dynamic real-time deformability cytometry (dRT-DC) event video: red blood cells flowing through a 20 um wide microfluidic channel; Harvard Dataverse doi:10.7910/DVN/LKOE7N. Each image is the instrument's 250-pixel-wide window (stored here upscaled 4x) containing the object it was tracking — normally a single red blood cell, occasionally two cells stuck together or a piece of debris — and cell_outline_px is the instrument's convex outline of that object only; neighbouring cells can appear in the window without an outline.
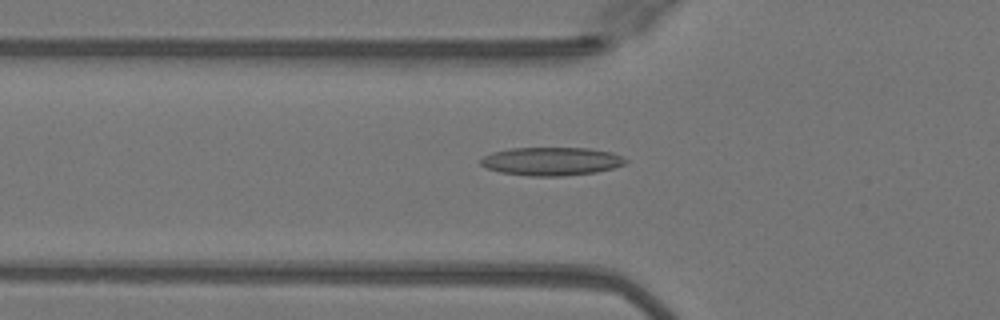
{"species": "Egyptian fruit bat (a non-hibernating species)", "species_latin": "Rousettus aegyptiacus", "temperature_condition": "warm", "stored_images_in_passage": 51, "camera_frame_rate_fps": 3000, "um_per_image_px": 0.085, "animal": {"sex": "female"}, "frame": {"image": 1, "passage_image": 18, "time_ms": 5.667, "image_size_px": [1000, 320], "cell_outline_px": [[628, 160], [624, 164], [612, 168], [596, 172], [564, 176], [528, 176], [500, 172], [488, 168], [480, 164], [480, 160], [484, 156], [492, 152], [512, 148], [588, 148], [612, 152]], "centroid_in_image_um": [46.86, 13.71], "position_along_channel_um": 78.9, "area_um2": 23.81}}
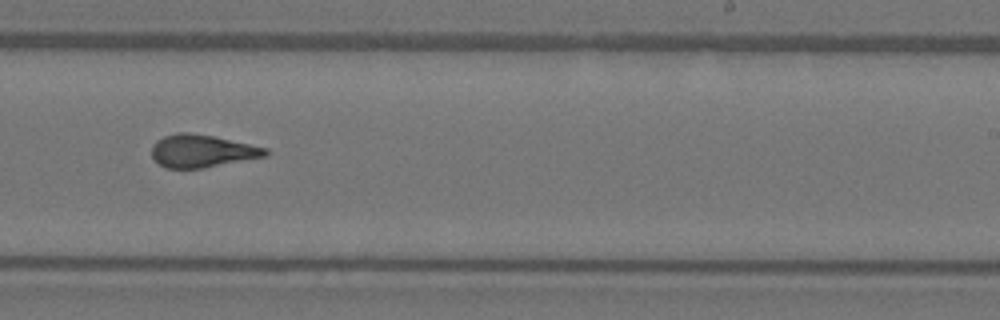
{"frame": {"image": 2, "passage_image": 32, "time_ms": 10.333, "image_size_px": [1000, 320], "cell_outline_px": [[268, 156], [200, 168], [164, 168], [152, 156], [152, 144], [156, 140], [164, 136], [176, 132], [188, 132], [212, 136], [268, 148]], "centroid_in_image_um": [17.15, 12.83], "position_along_channel_um": 271.8, "area_um2": 21.5}}
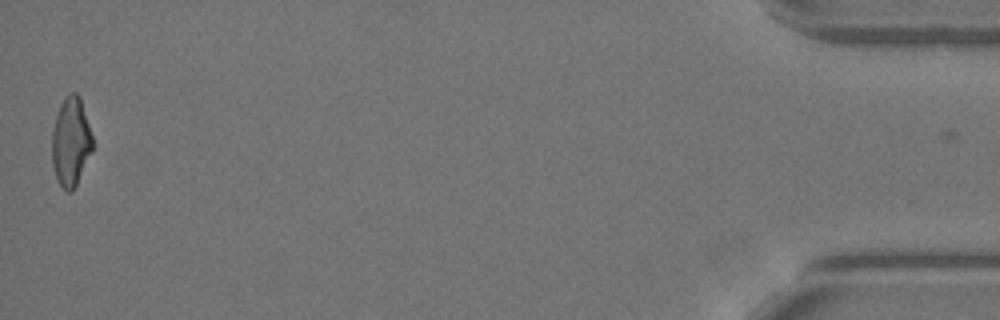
{"frame": {"image": 3, "passage_image": 50, "time_ms": 16.333, "image_size_px": [1000, 320], "cell_outline_px": [[92, 148], [76, 184], [72, 192], [68, 192], [56, 180], [52, 164], [52, 132], [56, 116], [60, 104], [68, 92], [76, 92], [80, 96], [92, 136]], "centroid_in_image_um": [5.99, 12.02], "position_along_channel_um": 429.2, "area_um2": 20.75}, "authors_computed_cell_mechanics": {"area_um2": 21.7906, "velocity_mm_per_s": 4.1082, "shape_relaxation_time_tau1_ms": null, "shape_relaxation_time_tau2_ms": 1.2513, "deformation_change_tau1": null, "deformation_change_tau2": 0.1037}}